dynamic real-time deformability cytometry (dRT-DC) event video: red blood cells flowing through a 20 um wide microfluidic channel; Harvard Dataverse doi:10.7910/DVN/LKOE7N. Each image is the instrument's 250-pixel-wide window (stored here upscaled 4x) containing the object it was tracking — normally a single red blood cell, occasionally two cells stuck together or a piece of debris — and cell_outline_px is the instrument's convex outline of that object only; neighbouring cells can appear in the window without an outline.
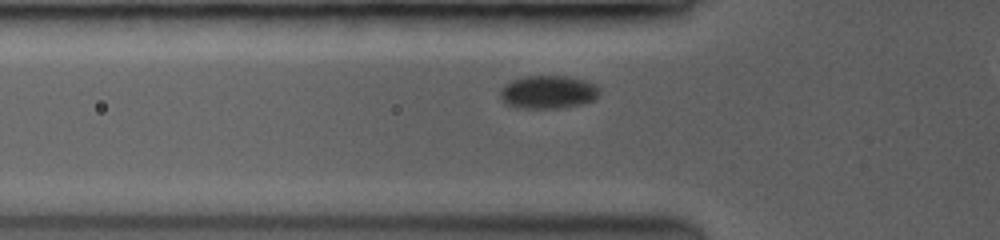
{"species": "common noctule bat (a hibernating species)", "species_latin": "Nyctalus noctula", "temperature_condition": "room temperature", "stored_images_in_passage": 9, "camera_frame_rate_fps": 3500, "um_per_image_px": 0.085, "animal": {"sex": "female", "body_mass_g": 19.0, "forearm_length_mm": 53.3}, "frame": {"image": 1, "passage_image": 3, "time_ms": 1.143, "image_size_px": [1000, 240], "cell_outline_px": [[596, 96], [592, 100], [580, 104], [556, 108], [528, 108], [508, 104], [500, 96], [500, 88], [504, 84], [520, 76], [564, 76], [584, 80], [592, 84], [596, 88]], "centroid_in_image_um": [46.51, 7.8], "position_along_channel_um": 79.3, "area_um2": 18.61}}
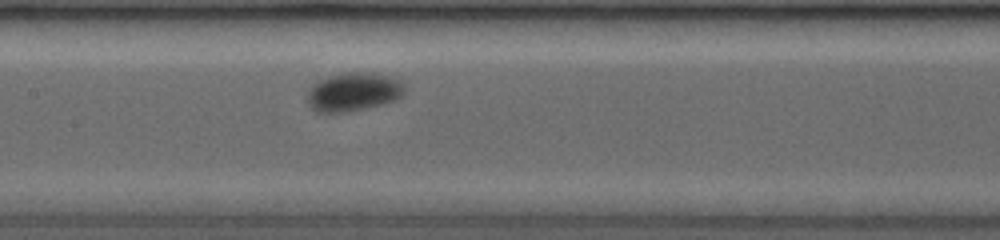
{"frame": {"image": 2, "passage_image": 8, "time_ms": 3.714, "image_size_px": [1000, 240], "cell_outline_px": [[404, 88], [400, 96], [392, 100], [376, 104], [336, 112], [320, 112], [312, 108], [308, 100], [312, 88], [320, 80], [328, 76], [344, 72], [372, 72], [388, 76], [400, 80]], "centroid_in_image_um": [30.04, 7.75], "position_along_channel_um": 177.4, "area_um2": 20.69}}